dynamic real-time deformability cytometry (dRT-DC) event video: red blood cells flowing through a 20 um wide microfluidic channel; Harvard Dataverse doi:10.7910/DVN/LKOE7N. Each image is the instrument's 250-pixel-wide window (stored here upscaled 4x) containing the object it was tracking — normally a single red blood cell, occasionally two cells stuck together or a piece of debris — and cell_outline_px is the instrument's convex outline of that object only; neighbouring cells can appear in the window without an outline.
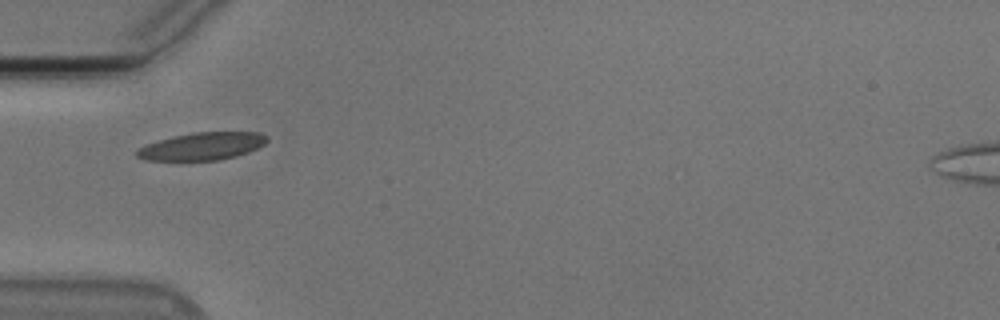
{"species": "Egyptian fruit bat (a non-hibernating species)", "species_latin": "Rousettus aegyptiacus", "temperature_condition": "cold", "stored_images_in_passage": 38, "camera_frame_rate_fps": 3000, "um_per_image_px": 0.085, "animal": {"sex": "male"}, "frame": {"image": 1, "passage_image": 1, "time_ms": 0.0, "image_size_px": [1000, 320], "cell_outline_px": [[268, 140], [264, 144], [248, 152], [236, 156], [216, 160], [144, 160], [136, 156], [136, 152], [144, 144], [172, 136], [192, 132], [260, 132], [268, 136]], "centroid_in_image_um": [17.17, 12.42], "position_along_channel_um": 67.8, "area_um2": 20.92}}
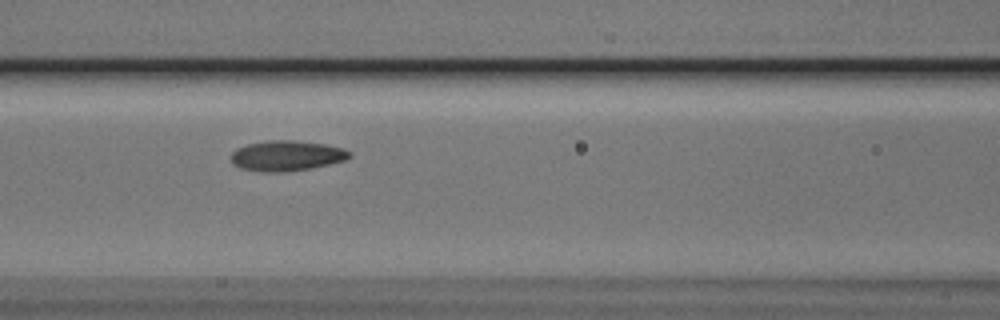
{"frame": {"image": 2, "passage_image": 7, "time_ms": 2.0, "image_size_px": [1000, 320], "cell_outline_px": [[352, 156], [344, 160], [312, 168], [280, 172], [264, 172], [240, 168], [232, 164], [232, 152], [236, 148], [248, 144], [268, 140], [296, 140], [324, 144], [344, 148], [352, 152]], "centroid_in_image_um": [24.37, 13.23], "position_along_channel_um": 142.2, "area_um2": 20.98}}
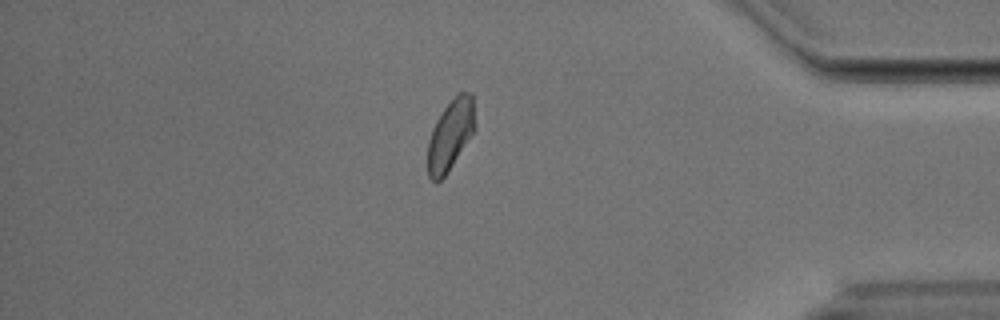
{"frame": {"image": 3, "passage_image": 30, "time_ms": 9.667, "image_size_px": [1000, 320], "cell_outline_px": [[476, 128], [444, 176], [436, 184], [428, 176], [428, 140], [432, 128], [436, 120], [444, 108], [460, 92], [472, 92], [476, 124]], "centroid_in_image_um": [38.29, 11.45], "position_along_channel_um": 396.9, "area_um2": 19.25}, "authors_computed_cell_mechanics": {"area_um2": 20.0566, "velocity_mm_per_s": 3.7407, "shape_relaxation_time_tau1_ms": null, "shape_relaxation_time_tau2_ms": 8.3142, "deformation_change_tau1": null, "deformation_change_tau2": 0.1208}}